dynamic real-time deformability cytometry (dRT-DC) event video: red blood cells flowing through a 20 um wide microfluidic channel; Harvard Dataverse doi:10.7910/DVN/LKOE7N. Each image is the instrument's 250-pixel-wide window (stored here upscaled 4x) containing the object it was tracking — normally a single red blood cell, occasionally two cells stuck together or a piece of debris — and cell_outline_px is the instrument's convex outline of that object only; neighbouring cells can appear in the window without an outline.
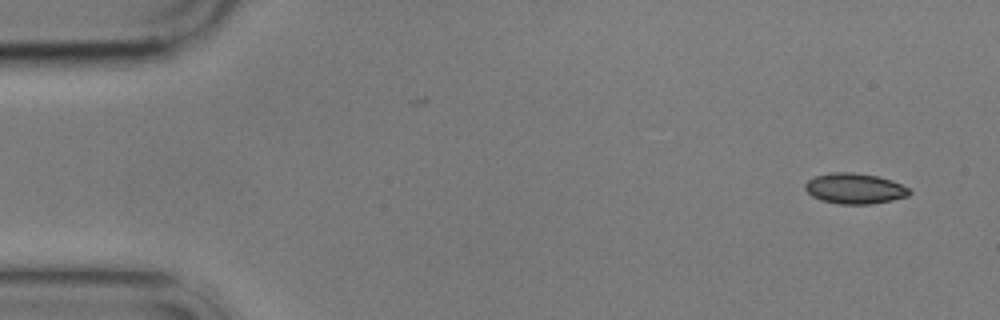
{"species": "common noctule bat (a hibernating species)", "species_latin": "Nyctalus noctula", "temperature_condition": "cold", "stored_images_in_passage": 10, "camera_frame_rate_fps": 3000, "um_per_image_px": 0.085, "animal": {"sex": "male", "body_mass_g": 17.9}, "frame": {"image": 1, "passage_image": 1, "time_ms": 0.0, "image_size_px": [1000, 320], "cell_outline_px": [[912, 192], [908, 196], [892, 200], [872, 204], [840, 204], [820, 200], [812, 196], [804, 188], [804, 184], [808, 180], [816, 176], [832, 172], [852, 172], [876, 176], [892, 180], [908, 188]], "centroid_in_image_um": [72.64, 16.03], "position_along_channel_um": 12.4, "area_um2": 18.55}}
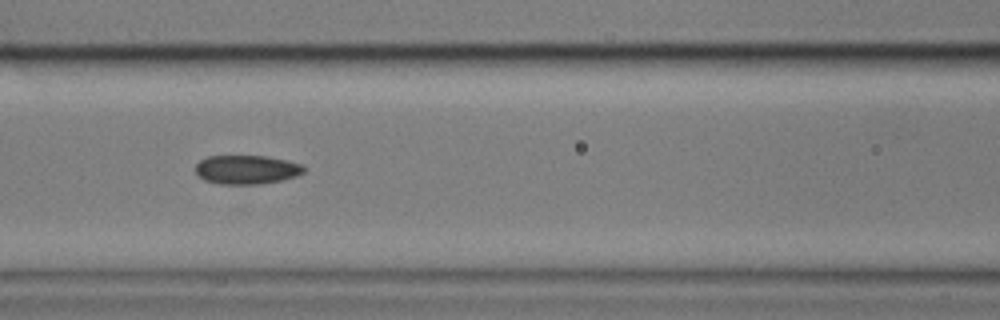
{"frame": {"image": 2, "passage_image": 6, "time_ms": 7.0, "image_size_px": [1000, 320], "cell_outline_px": [[304, 172], [296, 176], [280, 180], [260, 184], [220, 184], [204, 180], [196, 172], [196, 164], [200, 160], [208, 156], [264, 156], [288, 160], [300, 164], [304, 168]], "centroid_in_image_um": [20.95, 14.41], "position_along_channel_um": 145.7, "area_um2": 18.15}}
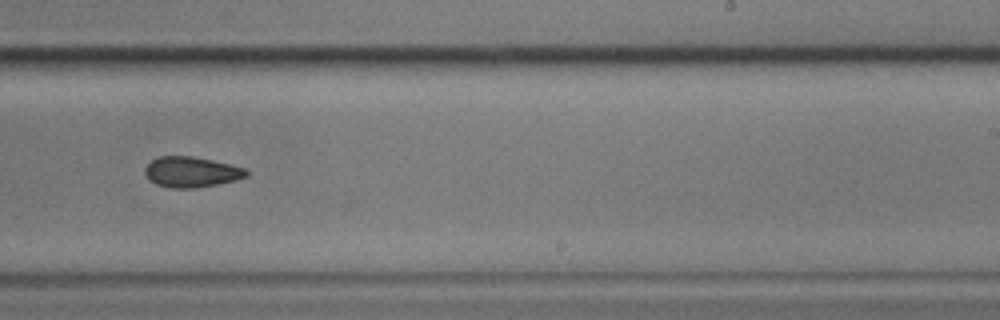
{"frame": {"image": 3, "passage_image": 9, "time_ms": 10.667, "image_size_px": [1000, 320], "cell_outline_px": [[248, 176], [236, 180], [216, 184], [192, 188], [168, 188], [156, 184], [148, 180], [144, 172], [144, 168], [152, 160], [160, 156], [192, 156], [212, 160], [244, 168], [248, 172]], "centroid_in_image_um": [16.22, 14.62], "position_along_channel_um": 272.8, "area_um2": 17.98}}